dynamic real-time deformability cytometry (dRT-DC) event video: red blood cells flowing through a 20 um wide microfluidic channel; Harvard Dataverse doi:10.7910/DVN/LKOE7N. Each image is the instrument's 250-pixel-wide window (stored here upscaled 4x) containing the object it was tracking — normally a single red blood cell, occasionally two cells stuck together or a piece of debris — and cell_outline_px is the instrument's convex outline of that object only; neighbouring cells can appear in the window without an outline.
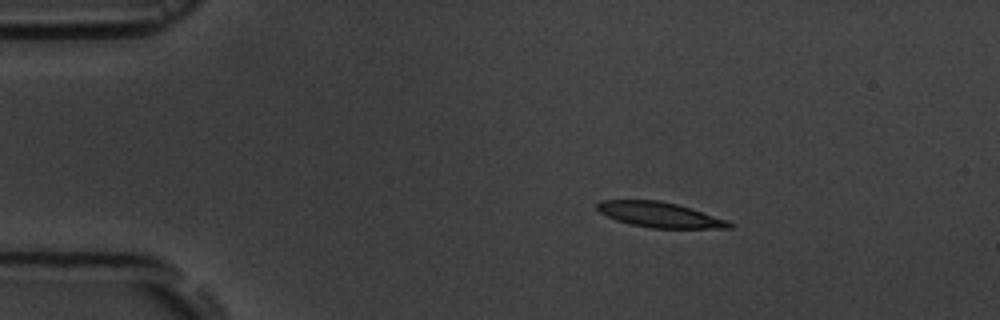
{"species": "common noctule bat (a hibernating species)", "species_latin": "Nyctalus noctula", "temperature_condition": "room temperature", "stored_images_in_passage": 3, "camera_frame_rate_fps": 3000, "um_per_image_px": 0.085, "animal": {"sex": "male", "body_mass_g": 19.5, "forearm_length_mm": 54.6}, "frame": {"image": 1, "passage_image": 1, "time_ms": 0.0, "image_size_px": [1000, 320], "cell_outline_px": [[732, 228], [652, 228], [632, 224], [616, 220], [600, 212], [596, 208], [596, 204], [600, 200], [660, 200], [692, 208], [728, 220], [732, 224]], "centroid_in_image_um": [56.08, 18.24], "position_along_channel_um": 28.9, "area_um2": 19.36}}
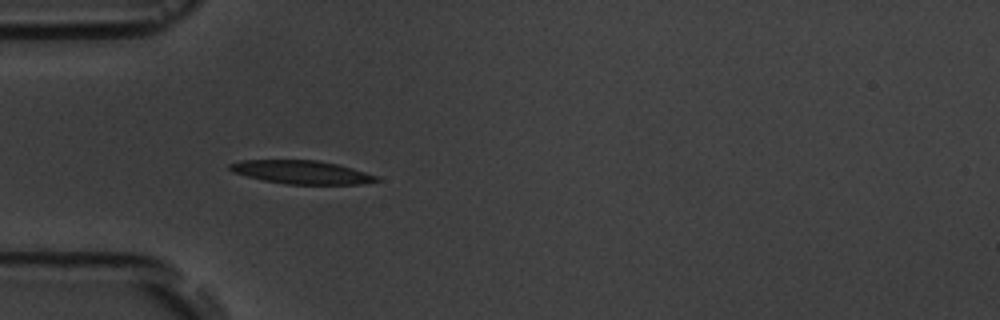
{"frame": {"image": 2, "passage_image": 3, "time_ms": 2.333, "image_size_px": [1000, 320], "cell_outline_px": [[380, 180], [360, 184], [288, 184], [264, 180], [232, 172], [228, 168], [228, 164], [240, 160], [316, 160], [336, 164], [352, 168], [380, 176]], "centroid_in_image_um": [25.64, 14.63], "position_along_channel_um": 59.4, "area_um2": 19.88}}